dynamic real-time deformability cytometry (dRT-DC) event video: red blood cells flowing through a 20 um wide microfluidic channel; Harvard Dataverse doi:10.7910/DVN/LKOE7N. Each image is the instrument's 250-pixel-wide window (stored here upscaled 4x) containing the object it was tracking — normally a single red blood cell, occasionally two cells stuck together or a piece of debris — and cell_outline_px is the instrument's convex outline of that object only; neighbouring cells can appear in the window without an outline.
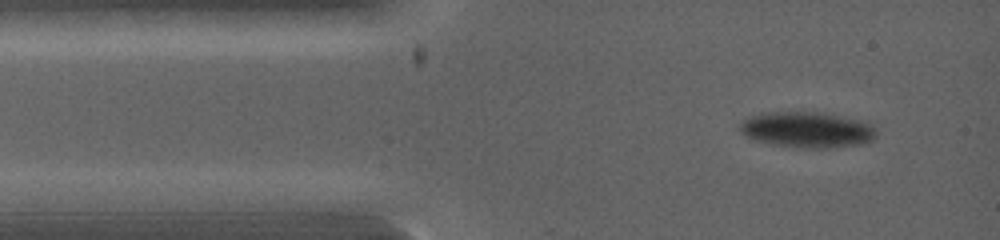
{"species": "common noctule bat (a hibernating species)", "species_latin": "Nyctalus noctula", "temperature_condition": "warm", "stored_images_in_passage": 4, "camera_frame_rate_fps": 5000, "um_per_image_px": 0.085, "animal": {"sex": "female", "body_mass_g": 19.0, "forearm_length_mm": 53.3}, "frame": {"image": 1, "passage_image": 1, "time_ms": 0.0, "image_size_px": [1000, 240], "cell_outline_px": [[876, 136], [872, 140], [860, 144], [828, 148], [800, 148], [772, 144], [752, 140], [744, 136], [740, 132], [740, 124], [748, 116], [768, 112], [828, 112], [868, 120], [876, 128]], "centroid_in_image_um": [68.65, 11.01], "position_along_channel_um": 16.3, "area_um2": 29.25}}
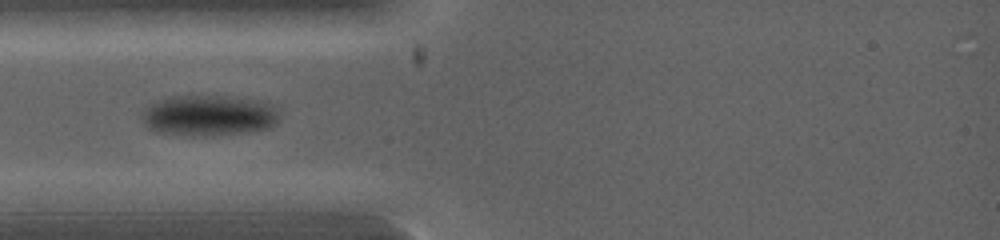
{"frame": {"image": 2, "passage_image": 3, "time_ms": 1.6, "image_size_px": [1000, 240], "cell_outline_px": [[280, 116], [268, 128], [212, 136], [192, 136], [156, 132], [148, 128], [144, 124], [140, 116], [140, 112], [144, 108], [168, 96], [228, 96], [260, 100], [272, 104], [280, 108]], "centroid_in_image_um": [17.73, 9.81], "position_along_channel_um": 67.3, "area_um2": 33.0}}
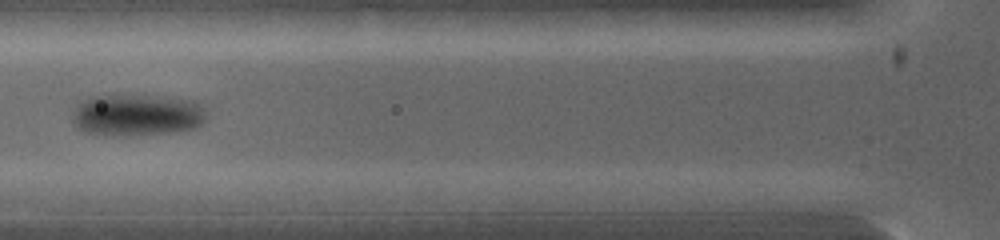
{"frame": {"image": 3, "passage_image": 4, "time_ms": 2.4, "image_size_px": [1000, 240], "cell_outline_px": [[208, 116], [200, 124], [192, 128], [168, 132], [84, 132], [72, 120], [72, 112], [76, 104], [88, 96], [104, 92], [124, 92], [168, 96], [192, 100], [200, 104]], "centroid_in_image_um": [11.6, 9.62], "position_along_channel_um": 114.2, "area_um2": 32.71}}